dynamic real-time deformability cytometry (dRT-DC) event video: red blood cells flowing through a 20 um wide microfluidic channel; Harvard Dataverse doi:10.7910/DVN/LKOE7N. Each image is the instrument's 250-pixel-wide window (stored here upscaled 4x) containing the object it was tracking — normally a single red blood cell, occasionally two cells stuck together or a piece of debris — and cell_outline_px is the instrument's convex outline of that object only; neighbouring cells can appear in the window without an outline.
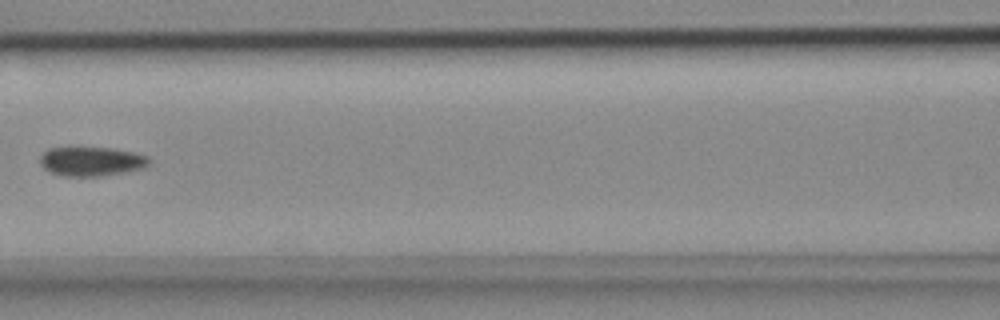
{"species": "common noctule bat (a hibernating species)", "species_latin": "Nyctalus noctula", "temperature_condition": "cold", "stored_images_in_passage": 5, "camera_frame_rate_fps": 3000, "um_per_image_px": 0.085, "animal": {"sex": "female", "body_mass_g": 18.4}, "frame": {"image": 1, "passage_image": 4, "time_ms": 1.0, "image_size_px": [1000, 320], "cell_outline_px": [[148, 164], [144, 168], [104, 176], [60, 176], [44, 168], [40, 164], [40, 156], [48, 148], [112, 148], [132, 152], [148, 156]], "centroid_in_image_um": [7.75, 13.73], "position_along_channel_um": 158.8, "area_um2": 18.44}}
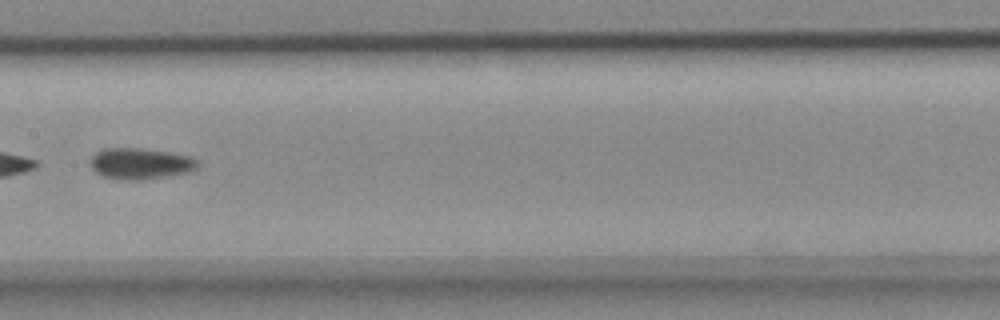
{"frame": {"image": 2, "passage_image": 5, "time_ms": 1.333, "image_size_px": [1000, 320], "cell_outline_px": [[196, 168], [192, 172], [144, 180], [120, 180], [104, 176], [96, 172], [92, 168], [92, 156], [96, 152], [104, 148], [136, 148], [168, 152], [192, 156], [196, 160]], "centroid_in_image_um": [11.95, 13.92], "position_along_channel_um": 195.5, "area_um2": 19.42}}